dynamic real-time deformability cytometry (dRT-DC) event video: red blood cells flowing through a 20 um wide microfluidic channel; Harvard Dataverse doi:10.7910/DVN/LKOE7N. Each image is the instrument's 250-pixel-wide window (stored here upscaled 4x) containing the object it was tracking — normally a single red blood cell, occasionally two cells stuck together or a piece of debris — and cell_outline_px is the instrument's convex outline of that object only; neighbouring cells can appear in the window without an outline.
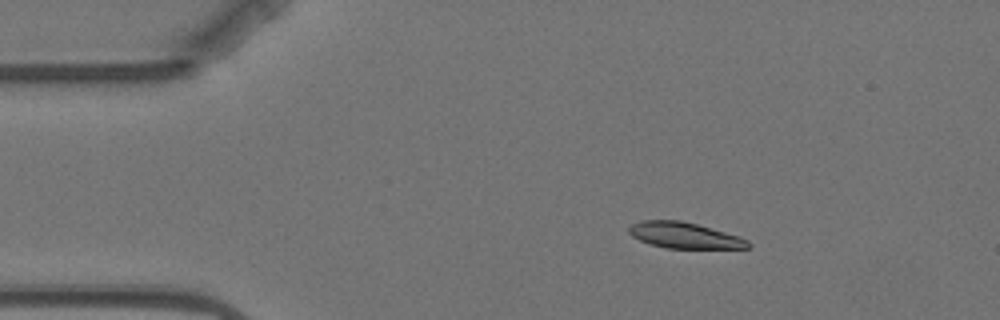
{"species": "Egyptian fruit bat (a non-hibernating species)", "species_latin": "Rousettus aegyptiacus", "temperature_condition": "warm", "stored_images_in_passage": 4, "camera_frame_rate_fps": 3000, "um_per_image_px": 0.085, "animal": {"sex": "female"}, "frame": {"image": 1, "passage_image": 2, "time_ms": 2.0, "image_size_px": [1000, 320], "cell_outline_px": [[752, 244], [748, 248], [668, 248], [652, 244], [640, 240], [632, 236], [628, 232], [628, 228], [632, 224], [644, 220], [680, 220], [696, 224], [740, 236], [748, 240]], "centroid_in_image_um": [58.2, 20.0], "position_along_channel_um": 26.8, "area_um2": 17.86}}
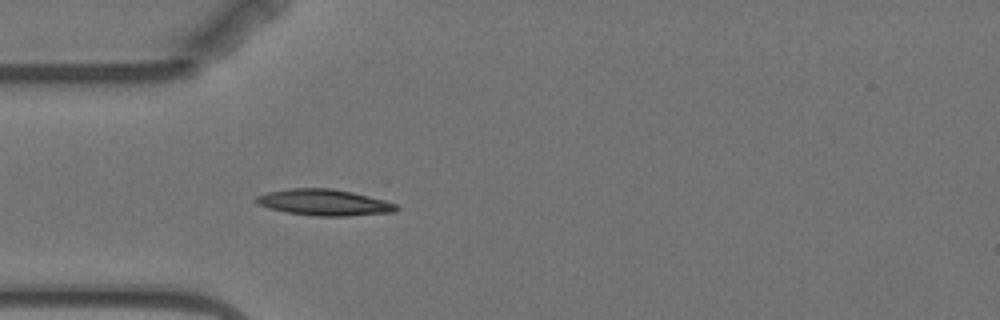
{"frame": {"image": 2, "passage_image": 4, "time_ms": 4.333, "image_size_px": [1000, 320], "cell_outline_px": [[400, 208], [396, 212], [348, 216], [316, 216], [288, 212], [268, 208], [256, 204], [252, 200], [256, 196], [268, 192], [292, 188], [332, 188], [352, 192], [384, 200], [396, 204]], "centroid_in_image_um": [27.54, 17.21], "position_along_channel_um": 57.5, "area_um2": 21.5}}